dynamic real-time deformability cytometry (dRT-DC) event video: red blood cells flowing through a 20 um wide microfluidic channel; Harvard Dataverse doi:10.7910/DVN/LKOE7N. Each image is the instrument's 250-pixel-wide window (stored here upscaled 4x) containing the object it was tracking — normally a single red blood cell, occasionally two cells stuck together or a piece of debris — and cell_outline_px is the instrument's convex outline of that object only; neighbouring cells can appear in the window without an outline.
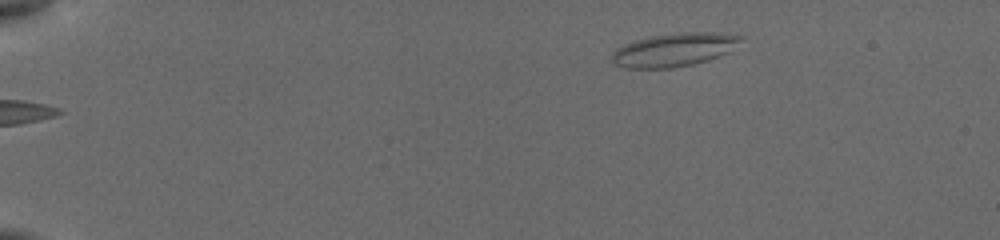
{"species": "common noctule bat (a hibernating species)", "species_latin": "Nyctalus noctula", "temperature_condition": "cold", "stored_images_in_passage": 22, "camera_frame_rate_fps": 3000, "um_per_image_px": 0.085, "animal": {"sex": "female", "body_mass_g": 19.5, "forearm_length_mm": 54.1}, "frame": {"image": 1, "passage_image": 1, "time_ms": 0.0, "image_size_px": [1000, 240], "cell_outline_px": [[740, 40], [724, 52], [716, 56], [692, 64], [672, 68], [628, 68], [616, 64], [612, 60], [612, 56], [620, 48], [628, 44], [640, 40], [656, 36], [688, 32], [696, 32], [740, 36]], "centroid_in_image_um": [57.23, 4.26], "position_along_channel_um": 27.8, "area_um2": 23.29}}